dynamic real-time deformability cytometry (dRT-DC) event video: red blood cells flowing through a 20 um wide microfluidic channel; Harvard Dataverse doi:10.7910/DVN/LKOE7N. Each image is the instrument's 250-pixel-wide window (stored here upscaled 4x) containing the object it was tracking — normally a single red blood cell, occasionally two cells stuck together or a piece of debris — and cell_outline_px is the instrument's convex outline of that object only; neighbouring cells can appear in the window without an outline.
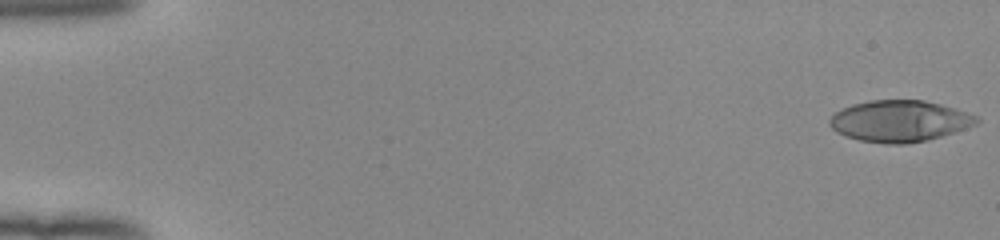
{"species": "human", "species_latin": "Homo sapiens", "temperature_condition": "room temperature", "stored_images_in_passage": 18, "camera_frame_rate_fps": 3000, "um_per_image_px": 0.085, "donor": {"sex": "female"}, "frame": {"image": 1, "passage_image": 1, "time_ms": 0.0, "image_size_px": [1000, 240], "cell_outline_px": [[980, 120], [976, 124], [928, 140], [904, 144], [884, 144], [860, 140], [844, 136], [836, 132], [828, 124], [828, 120], [840, 108], [852, 104], [872, 100], [924, 100], [956, 108], [976, 116]], "centroid_in_image_um": [76.41, 10.29], "position_along_channel_um": 8.6, "area_um2": 35.43}}
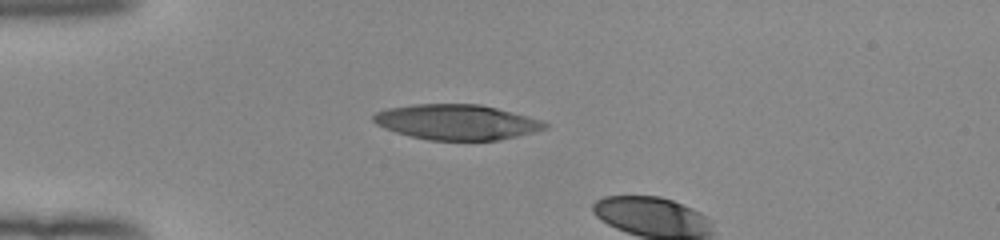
{"frame": {"image": 2, "passage_image": 15, "time_ms": 4.667, "image_size_px": [1000, 240], "cell_outline_px": [[548, 128], [500, 140], [428, 140], [396, 132], [384, 128], [376, 124], [372, 120], [372, 116], [376, 112], [388, 108], [412, 104], [480, 104], [496, 108], [540, 120], [548, 124]], "centroid_in_image_um": [38.77, 10.37], "position_along_channel_um": 46.2, "area_um2": 34.97}}